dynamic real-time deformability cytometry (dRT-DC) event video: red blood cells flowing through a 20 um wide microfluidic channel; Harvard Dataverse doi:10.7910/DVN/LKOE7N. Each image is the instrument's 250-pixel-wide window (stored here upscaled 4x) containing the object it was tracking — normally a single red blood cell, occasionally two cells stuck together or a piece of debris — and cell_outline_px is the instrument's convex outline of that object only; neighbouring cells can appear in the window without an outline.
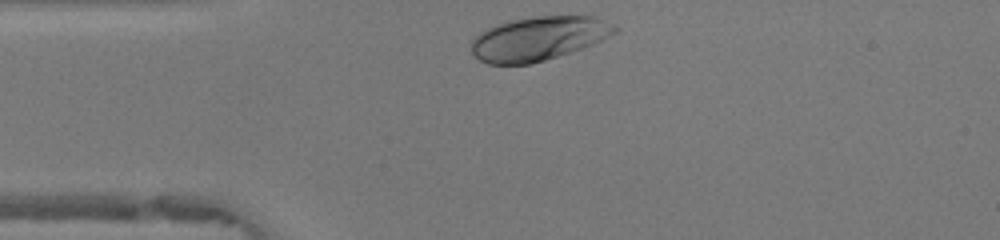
{"species": "human", "species_latin": "Homo sapiens", "temperature_condition": "warm", "stored_images_in_passage": 28, "camera_frame_rate_fps": 3000, "um_per_image_px": 0.085, "donor": {"sex": "female"}, "frame": {"image": 1, "passage_image": 1, "time_ms": 0.0, "image_size_px": [1000, 240], "cell_outline_px": [[620, 28], [616, 32], [592, 44], [532, 64], [488, 64], [472, 56], [472, 40], [480, 32], [496, 24], [508, 20], [536, 16], [596, 16]], "centroid_in_image_um": [45.74, 3.26], "position_along_channel_um": 39.3, "area_um2": 36.53}}
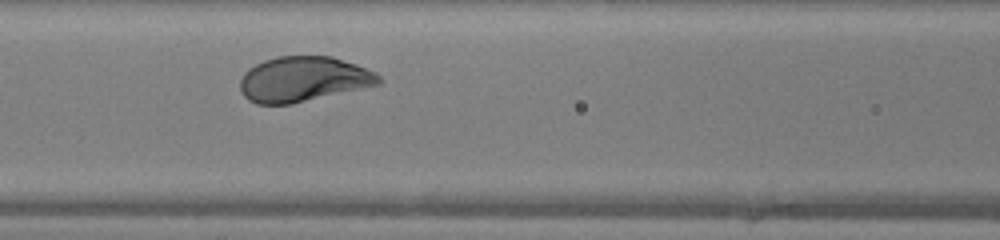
{"frame": {"image": 2, "passage_image": 10, "time_ms": 3.0, "image_size_px": [1000, 240], "cell_outline_px": [[384, 80], [380, 84], [292, 104], [256, 104], [248, 100], [240, 92], [240, 80], [244, 72], [248, 68], [264, 60], [276, 56], [332, 56], [356, 64], [376, 72]], "centroid_in_image_um": [25.77, 6.73], "position_along_channel_um": 140.8, "area_um2": 36.7}}
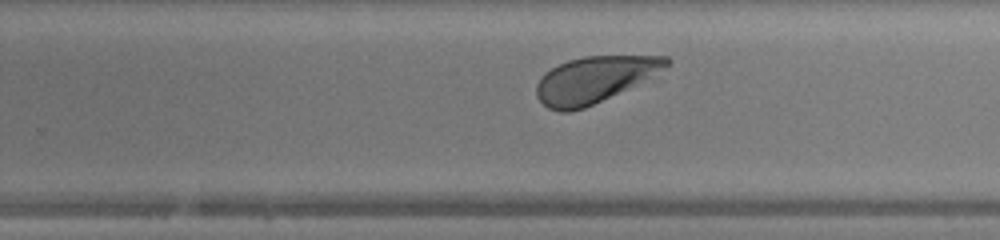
{"frame": {"image": 3, "passage_image": 20, "time_ms": 6.333, "image_size_px": [1000, 240], "cell_outline_px": [[672, 60], [668, 64], [648, 76], [584, 108], [568, 112], [560, 112], [548, 108], [536, 96], [536, 84], [540, 76], [544, 72], [568, 60], [584, 56], [668, 56]], "centroid_in_image_um": [50.39, 6.75], "position_along_channel_um": 279.4, "area_um2": 33.76}, "authors_computed_cell_mechanics": {"area_um2": 36.5585, "velocity_mm_per_s": 4.1499, "shape_relaxation_time_tau1_ms": 1.2025, "shape_relaxation_time_tau2_ms": null, "deformation_change_tau1": 0.1375, "deformation_change_tau2": null}}